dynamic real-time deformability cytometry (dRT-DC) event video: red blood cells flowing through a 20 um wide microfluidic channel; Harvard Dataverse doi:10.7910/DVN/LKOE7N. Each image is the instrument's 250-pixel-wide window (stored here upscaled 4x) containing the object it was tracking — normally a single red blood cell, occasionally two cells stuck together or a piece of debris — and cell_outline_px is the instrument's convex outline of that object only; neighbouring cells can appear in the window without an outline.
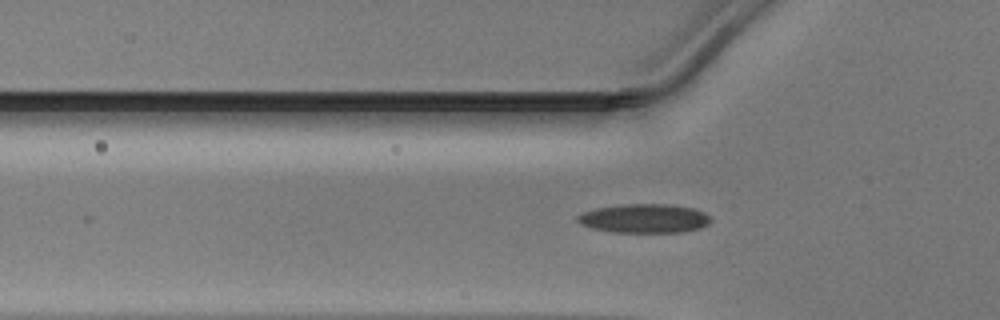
{"species": "Egyptian fruit bat (a non-hibernating species)", "species_latin": "Rousettus aegyptiacus", "temperature_condition": "warm", "stored_images_in_passage": 18, "camera_frame_rate_fps": 3000, "um_per_image_px": 0.085, "animal": {"sex": "male"}, "frame": {"image": 1, "passage_image": 6, "time_ms": 1.667, "image_size_px": [1000, 320], "cell_outline_px": [[712, 220], [708, 224], [700, 228], [684, 232], [616, 232], [592, 228], [580, 224], [576, 220], [576, 216], [584, 212], [596, 208], [624, 204], [668, 204], [692, 208], [704, 212]], "centroid_in_image_um": [54.77, 18.57], "position_along_channel_um": 71.0, "area_um2": 22.43}}
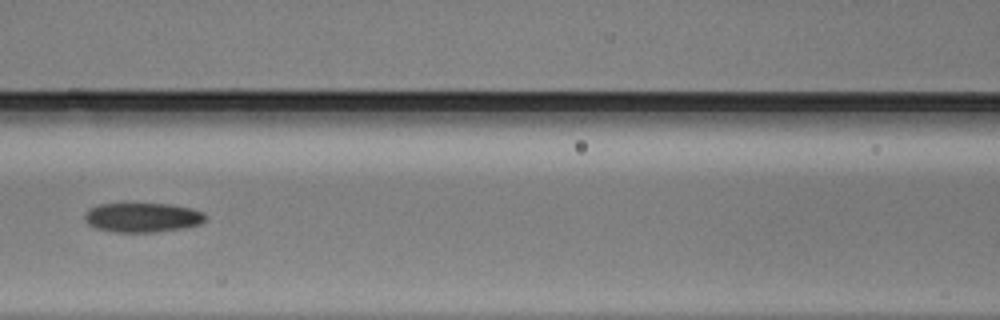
{"frame": {"image": 2, "passage_image": 12, "time_ms": 3.667, "image_size_px": [1000, 320], "cell_outline_px": [[208, 220], [200, 224], [184, 228], [156, 232], [116, 232], [96, 228], [88, 224], [84, 220], [84, 212], [100, 204], [172, 204], [192, 208], [204, 212], [208, 216]], "centroid_in_image_um": [12.17, 18.49], "position_along_channel_um": 154.4, "area_um2": 20.92}}
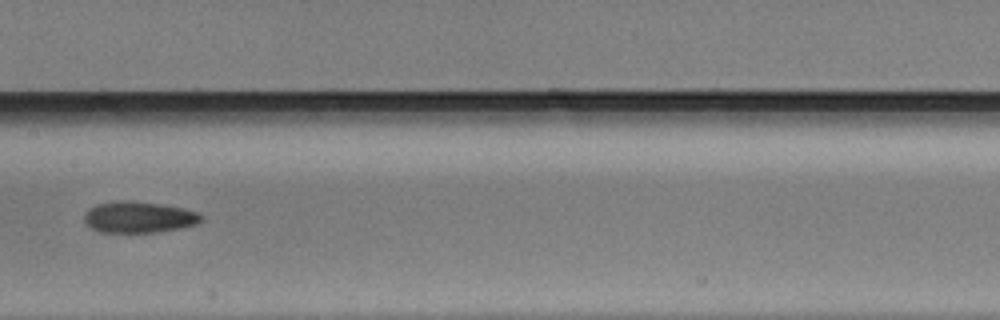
{"frame": {"image": 3, "passage_image": 15, "time_ms": 4.667, "image_size_px": [1000, 320], "cell_outline_px": [[204, 220], [196, 224], [180, 228], [156, 232], [100, 232], [84, 224], [84, 212], [88, 208], [96, 204], [120, 200], [132, 200], [160, 204], [184, 208], [200, 212], [204, 216]], "centroid_in_image_um": [11.8, 18.45], "position_along_channel_um": 195.6, "area_um2": 21.68}}